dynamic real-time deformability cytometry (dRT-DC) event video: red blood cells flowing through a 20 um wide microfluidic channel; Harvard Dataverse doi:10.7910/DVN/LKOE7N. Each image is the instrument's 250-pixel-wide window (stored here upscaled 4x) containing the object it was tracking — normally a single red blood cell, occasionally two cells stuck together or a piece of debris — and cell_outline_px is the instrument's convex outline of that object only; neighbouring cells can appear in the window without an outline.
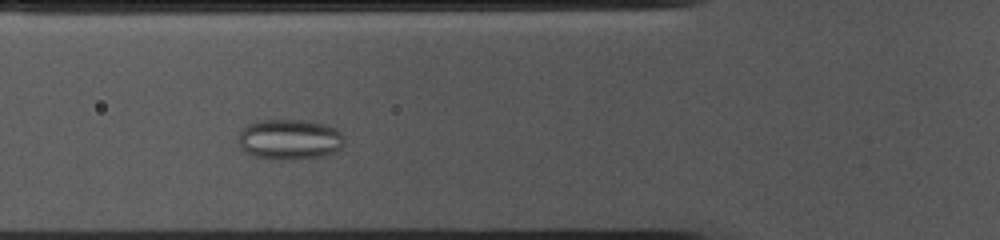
{"species": "common noctule bat (a hibernating species)", "species_latin": "Nyctalus noctula", "temperature_condition": "cold", "stored_images_in_passage": 40, "camera_frame_rate_fps": 3000, "um_per_image_px": 0.085, "animal": {"sex": "female", "body_mass_g": 10.0, "forearm_length_mm": 53.1}, "frame": {"image": 1, "passage_image": 12, "time_ms": 3.667, "image_size_px": [1000, 240], "cell_outline_px": [[344, 140], [340, 148], [324, 156], [284, 160], [280, 160], [252, 156], [244, 152], [240, 148], [236, 140], [240, 132], [248, 124], [256, 120], [312, 120], [336, 128], [344, 136]], "centroid_in_image_um": [24.57, 11.84], "position_along_channel_um": 101.2, "area_um2": 25.32}}
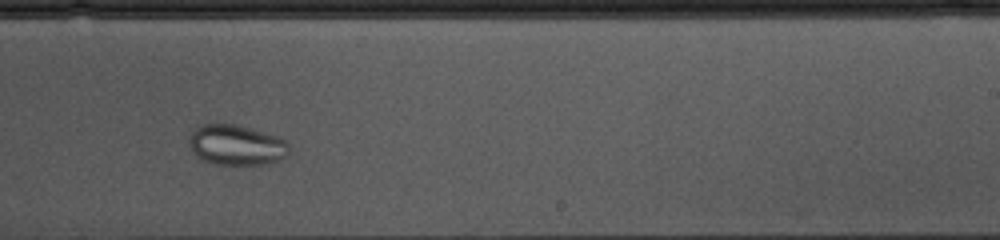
{"frame": {"image": 2, "passage_image": 26, "time_ms": 8.333, "image_size_px": [1000, 240], "cell_outline_px": [[288, 156], [280, 160], [264, 164], [216, 164], [204, 160], [196, 156], [192, 152], [188, 140], [192, 132], [200, 124], [236, 124], [252, 128], [276, 136], [284, 140], [288, 144]], "centroid_in_image_um": [20.08, 12.32], "position_along_channel_um": 268.9, "area_um2": 23.47}}
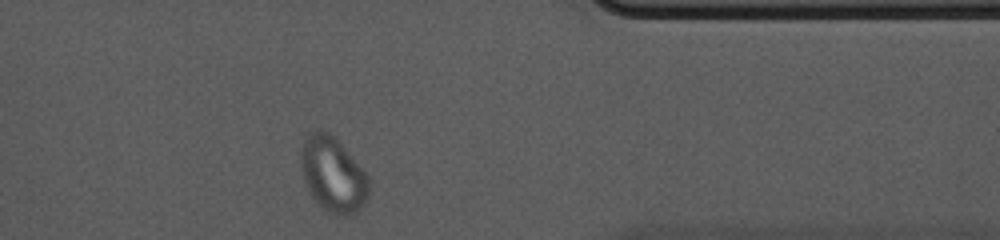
{"frame": {"image": 3, "passage_image": 37, "time_ms": 12.0, "image_size_px": [1000, 240], "cell_outline_px": [[368, 196], [364, 204], [356, 212], [348, 216], [336, 216], [324, 212], [320, 208], [304, 184], [300, 164], [300, 148], [304, 132], [316, 128], [320, 128], [336, 136], [364, 168], [368, 176]], "centroid_in_image_um": [28.26, 14.77], "position_along_channel_um": 383.1, "area_um2": 31.21}, "authors_computed_cell_mechanics": {"area_um2": 25.2297, "velocity_mm_per_s": 3.5891, "shape_relaxation_time_tau1_ms": null, "shape_relaxation_time_tau2_ms": 6.6697, "deformation_change_tau1": null, "deformation_change_tau2": 0.0373}}